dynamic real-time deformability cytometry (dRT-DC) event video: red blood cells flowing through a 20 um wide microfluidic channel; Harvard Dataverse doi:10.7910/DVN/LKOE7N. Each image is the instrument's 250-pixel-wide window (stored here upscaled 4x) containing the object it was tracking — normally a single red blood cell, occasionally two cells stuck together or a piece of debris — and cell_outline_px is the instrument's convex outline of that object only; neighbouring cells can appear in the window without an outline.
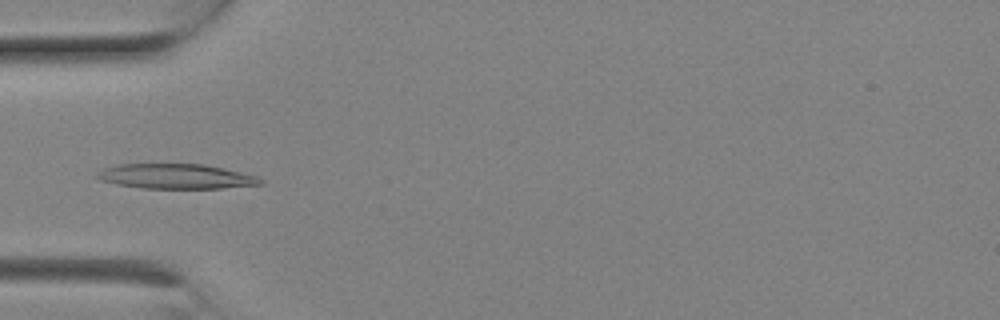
{"species": "Egyptian fruit bat (a non-hibernating species)", "species_latin": "Rousettus aegyptiacus", "temperature_condition": "room temperature", "stored_images_in_passage": 9, "camera_frame_rate_fps": 3000, "um_per_image_px": 0.085, "animal": {"sex": "female"}, "frame": {"image": 1, "passage_image": 7, "time_ms": 2.0, "image_size_px": [1000, 320], "cell_outline_px": [[264, 184], [220, 188], [144, 188], [116, 184], [100, 180], [96, 176], [96, 172], [104, 168], [120, 164], [204, 164], [224, 168], [256, 176], [264, 180]], "centroid_in_image_um": [14.96, 14.99], "position_along_channel_um": 70.0, "area_um2": 23.58}}
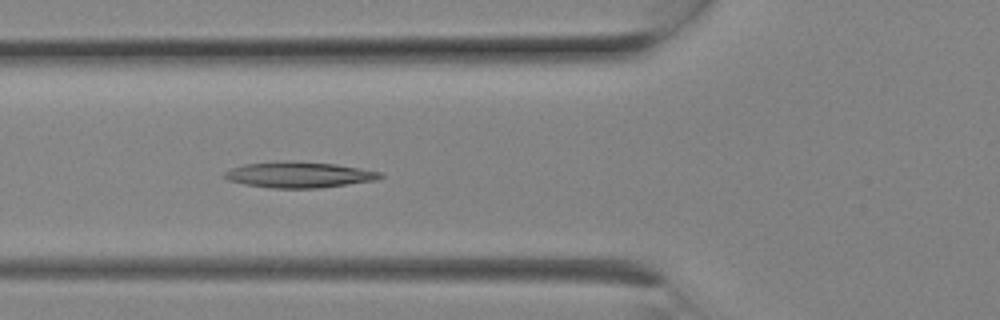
{"frame": {"image": 2, "passage_image": 8, "time_ms": 2.333, "image_size_px": [1000, 320], "cell_outline_px": [[384, 176], [376, 180], [320, 188], [272, 188], [244, 184], [228, 180], [220, 176], [224, 172], [232, 168], [244, 164], [336, 164], [380, 172]], "centroid_in_image_um": [25.41, 14.91], "position_along_channel_um": 100.4, "area_um2": 22.2}}
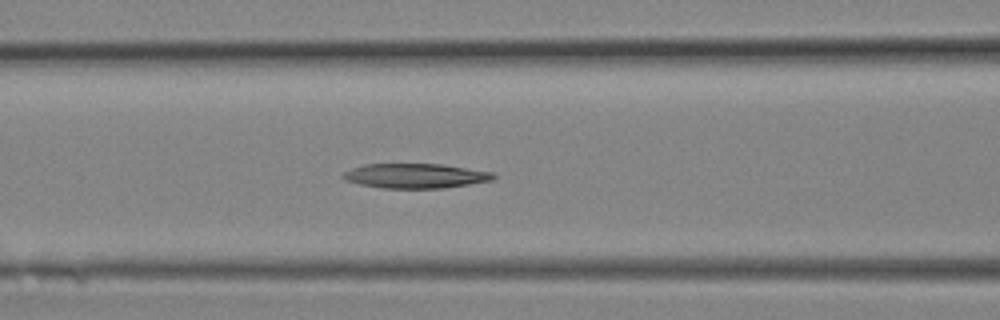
{"frame": {"image": 3, "passage_image": 9, "time_ms": 2.667, "image_size_px": [1000, 320], "cell_outline_px": [[496, 176], [492, 180], [444, 188], [380, 188], [360, 184], [344, 180], [340, 176], [344, 172], [352, 168], [364, 164], [444, 164], [492, 172]], "centroid_in_image_um": [35.28, 14.94], "position_along_channel_um": 131.3, "area_um2": 21.62}}